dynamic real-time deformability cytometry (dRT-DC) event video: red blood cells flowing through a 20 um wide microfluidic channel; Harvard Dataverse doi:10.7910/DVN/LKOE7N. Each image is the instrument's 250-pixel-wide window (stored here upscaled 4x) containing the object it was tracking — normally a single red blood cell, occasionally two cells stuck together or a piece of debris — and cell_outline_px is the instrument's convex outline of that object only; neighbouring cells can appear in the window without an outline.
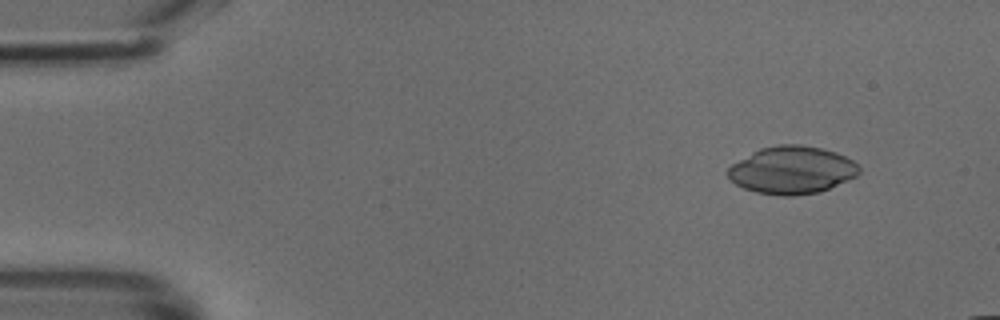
{"species": "common noctule bat (a hibernating species)", "species_latin": "Nyctalus noctula", "temperature_condition": "cold", "stored_images_in_passage": 15, "camera_frame_rate_fps": 3000, "um_per_image_px": 0.085, "animal": {"sex": "male", "body_mass_g": 18.8}, "frame": {"image": 1, "passage_image": 5, "time_ms": 1.333, "image_size_px": [1000, 320], "cell_outline_px": [[860, 172], [856, 176], [848, 180], [820, 192], [792, 196], [784, 196], [756, 192], [744, 188], [736, 184], [728, 176], [728, 168], [732, 164], [752, 152], [760, 148], [780, 144], [800, 144], [820, 148], [836, 152], [852, 160], [860, 168]], "centroid_in_image_um": [67.32, 14.45], "position_along_channel_um": 17.7, "area_um2": 36.24}}